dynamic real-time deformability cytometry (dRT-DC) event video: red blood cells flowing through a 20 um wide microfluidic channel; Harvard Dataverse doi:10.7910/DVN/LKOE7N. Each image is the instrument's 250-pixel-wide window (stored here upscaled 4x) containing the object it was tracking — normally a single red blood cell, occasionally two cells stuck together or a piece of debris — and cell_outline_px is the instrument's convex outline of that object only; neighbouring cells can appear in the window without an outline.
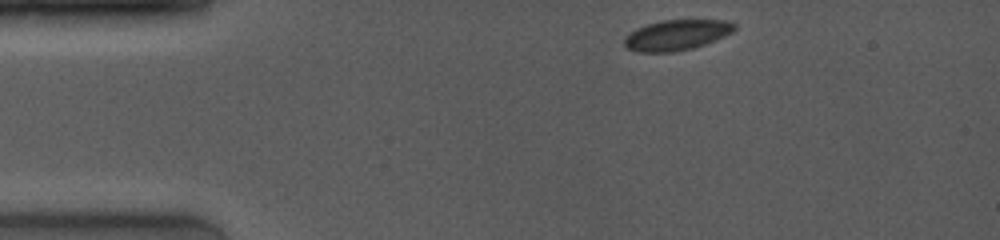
{"species": "common noctule bat (a hibernating species)", "species_latin": "Nyctalus noctula", "temperature_condition": "room temperature", "stored_images_in_passage": 7, "camera_frame_rate_fps": 4000, "um_per_image_px": 0.085, "animal": {"sex": "female", "body_mass_g": 19.0, "forearm_length_mm": 53.3}, "frame": {"image": 1, "passage_image": 1, "time_ms": 0.0, "image_size_px": [1000, 240], "cell_outline_px": [[736, 28], [732, 32], [716, 40], [692, 48], [672, 52], [636, 52], [624, 48], [624, 36], [628, 32], [636, 28], [648, 24], [664, 20], [724, 20], [736, 24]], "centroid_in_image_um": [57.46, 2.98], "position_along_channel_um": 27.5, "area_um2": 19.65}}
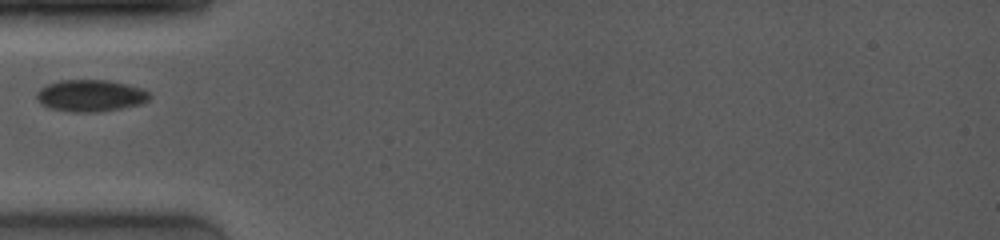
{"frame": {"image": 2, "passage_image": 5, "time_ms": 2.75, "image_size_px": [1000, 240], "cell_outline_px": [[152, 96], [148, 100], [140, 104], [100, 112], [68, 112], [48, 108], [40, 104], [36, 100], [36, 92], [40, 88], [48, 84], [60, 80], [108, 80], [128, 84], [144, 88]], "centroid_in_image_um": [7.67, 8.13], "position_along_channel_um": 77.3, "area_um2": 21.27}}